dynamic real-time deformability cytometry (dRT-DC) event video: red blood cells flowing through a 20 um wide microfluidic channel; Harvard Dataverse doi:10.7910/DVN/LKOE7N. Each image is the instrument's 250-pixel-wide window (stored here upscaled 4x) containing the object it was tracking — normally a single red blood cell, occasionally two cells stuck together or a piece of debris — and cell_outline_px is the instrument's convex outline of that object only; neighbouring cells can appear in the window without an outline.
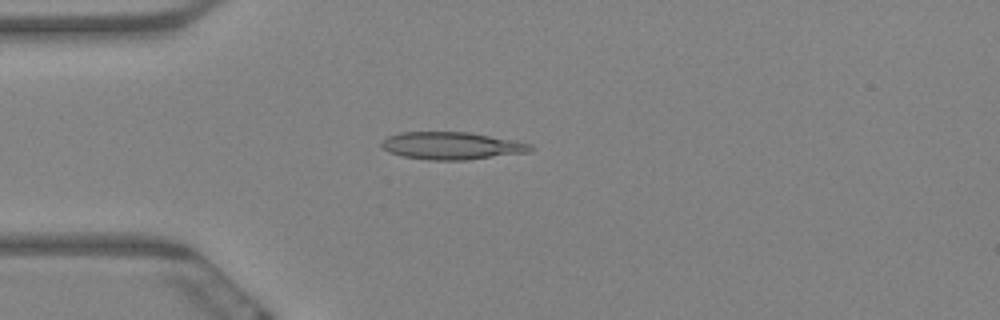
{"species": "Egyptian fruit bat (a non-hibernating species)", "species_latin": "Rousettus aegyptiacus", "temperature_condition": "warm", "stored_images_in_passage": 10, "camera_frame_rate_fps": 3000, "um_per_image_px": 0.085, "animal": {"sex": "female"}, "frame": {"image": 1, "passage_image": 4, "time_ms": 1.0, "image_size_px": [1000, 320], "cell_outline_px": [[536, 148], [528, 152], [468, 160], [428, 160], [404, 156], [388, 152], [380, 144], [380, 140], [388, 136], [400, 132], [468, 132], [532, 144]], "centroid_in_image_um": [38.37, 12.39], "position_along_channel_um": 46.6, "area_um2": 23.81}}
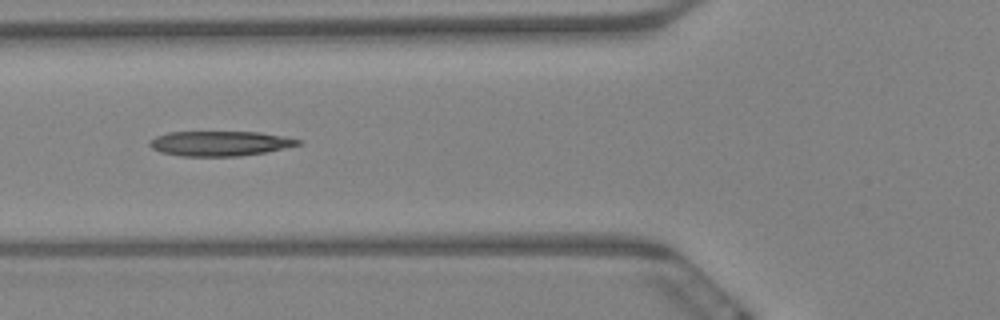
{"frame": {"image": 2, "passage_image": 6, "time_ms": 1.667, "image_size_px": [1000, 320], "cell_outline_px": [[304, 144], [264, 152], [240, 156], [180, 156], [160, 152], [152, 148], [148, 144], [156, 136], [168, 132], [260, 132], [304, 140]], "centroid_in_image_um": [18.72, 12.19], "position_along_channel_um": 107.1, "area_um2": 21.56}}
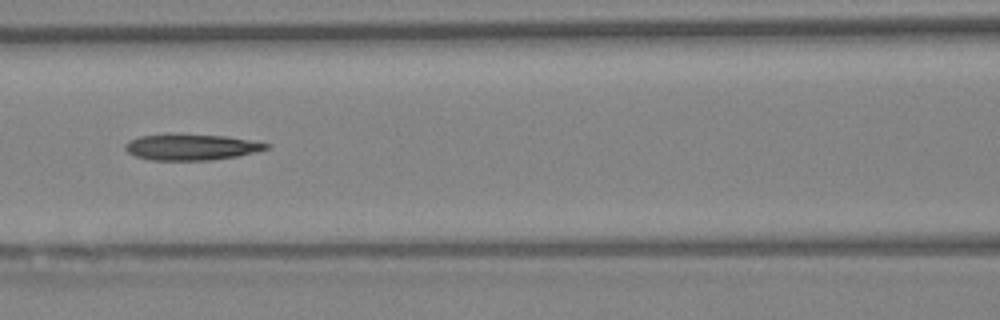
{"frame": {"image": 3, "passage_image": 7, "time_ms": 2.0, "image_size_px": [1000, 320], "cell_outline_px": [[272, 144], [268, 148], [236, 156], [212, 160], [152, 160], [136, 156], [128, 152], [124, 148], [124, 144], [140, 136], [168, 132], [228, 136]], "centroid_in_image_um": [16.22, 12.47], "position_along_channel_um": 150.4, "area_um2": 21.73}}